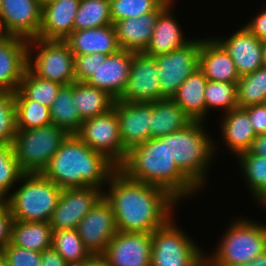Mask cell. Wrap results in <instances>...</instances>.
I'll return each mask as SVG.
<instances>
[{
	"mask_svg": "<svg viewBox=\"0 0 266 266\" xmlns=\"http://www.w3.org/2000/svg\"><path fill=\"white\" fill-rule=\"evenodd\" d=\"M105 187L108 191L104 190L103 196L120 232L152 233L173 217L174 206L180 203L165 189L131 179L119 168L111 173Z\"/></svg>",
	"mask_w": 266,
	"mask_h": 266,
	"instance_id": "6da1fadb",
	"label": "cell"
},
{
	"mask_svg": "<svg viewBox=\"0 0 266 266\" xmlns=\"http://www.w3.org/2000/svg\"><path fill=\"white\" fill-rule=\"evenodd\" d=\"M116 168L77 135H68L42 174L61 189L96 187L102 190Z\"/></svg>",
	"mask_w": 266,
	"mask_h": 266,
	"instance_id": "7a4b0ae2",
	"label": "cell"
},
{
	"mask_svg": "<svg viewBox=\"0 0 266 266\" xmlns=\"http://www.w3.org/2000/svg\"><path fill=\"white\" fill-rule=\"evenodd\" d=\"M118 168L131 179L165 189L180 202L199 190L171 159L168 135L149 138L131 149Z\"/></svg>",
	"mask_w": 266,
	"mask_h": 266,
	"instance_id": "3957f363",
	"label": "cell"
},
{
	"mask_svg": "<svg viewBox=\"0 0 266 266\" xmlns=\"http://www.w3.org/2000/svg\"><path fill=\"white\" fill-rule=\"evenodd\" d=\"M204 122L192 121L184 129L168 134V151L179 170L200 190L216 146L204 130ZM209 164V165H208Z\"/></svg>",
	"mask_w": 266,
	"mask_h": 266,
	"instance_id": "277c9868",
	"label": "cell"
},
{
	"mask_svg": "<svg viewBox=\"0 0 266 266\" xmlns=\"http://www.w3.org/2000/svg\"><path fill=\"white\" fill-rule=\"evenodd\" d=\"M5 202L15 221L49 222L62 189L42 173H24Z\"/></svg>",
	"mask_w": 266,
	"mask_h": 266,
	"instance_id": "5b68a950",
	"label": "cell"
},
{
	"mask_svg": "<svg viewBox=\"0 0 266 266\" xmlns=\"http://www.w3.org/2000/svg\"><path fill=\"white\" fill-rule=\"evenodd\" d=\"M223 234L211 256V266H238L252 261L266 250V225L237 218Z\"/></svg>",
	"mask_w": 266,
	"mask_h": 266,
	"instance_id": "8992f818",
	"label": "cell"
},
{
	"mask_svg": "<svg viewBox=\"0 0 266 266\" xmlns=\"http://www.w3.org/2000/svg\"><path fill=\"white\" fill-rule=\"evenodd\" d=\"M67 136L54 124L17 130L12 145L23 173H42Z\"/></svg>",
	"mask_w": 266,
	"mask_h": 266,
	"instance_id": "52a82bcc",
	"label": "cell"
},
{
	"mask_svg": "<svg viewBox=\"0 0 266 266\" xmlns=\"http://www.w3.org/2000/svg\"><path fill=\"white\" fill-rule=\"evenodd\" d=\"M33 49H38L35 57ZM74 57L64 40L40 38L29 40L27 67L39 78L55 81L61 85L72 84L76 81Z\"/></svg>",
	"mask_w": 266,
	"mask_h": 266,
	"instance_id": "ba28073f",
	"label": "cell"
},
{
	"mask_svg": "<svg viewBox=\"0 0 266 266\" xmlns=\"http://www.w3.org/2000/svg\"><path fill=\"white\" fill-rule=\"evenodd\" d=\"M198 246L171 218L152 232L151 266H194L204 256Z\"/></svg>",
	"mask_w": 266,
	"mask_h": 266,
	"instance_id": "9c48e42d",
	"label": "cell"
},
{
	"mask_svg": "<svg viewBox=\"0 0 266 266\" xmlns=\"http://www.w3.org/2000/svg\"><path fill=\"white\" fill-rule=\"evenodd\" d=\"M76 135L92 150L102 153L117 168L127 156L114 108L102 115L83 120Z\"/></svg>",
	"mask_w": 266,
	"mask_h": 266,
	"instance_id": "30bf717a",
	"label": "cell"
},
{
	"mask_svg": "<svg viewBox=\"0 0 266 266\" xmlns=\"http://www.w3.org/2000/svg\"><path fill=\"white\" fill-rule=\"evenodd\" d=\"M201 39H193L170 53L155 56L161 99L172 97L180 85L199 68Z\"/></svg>",
	"mask_w": 266,
	"mask_h": 266,
	"instance_id": "8fae6325",
	"label": "cell"
},
{
	"mask_svg": "<svg viewBox=\"0 0 266 266\" xmlns=\"http://www.w3.org/2000/svg\"><path fill=\"white\" fill-rule=\"evenodd\" d=\"M96 187L62 189L58 203L49 220L52 230L76 229L84 216L103 197Z\"/></svg>",
	"mask_w": 266,
	"mask_h": 266,
	"instance_id": "7c38bea8",
	"label": "cell"
},
{
	"mask_svg": "<svg viewBox=\"0 0 266 266\" xmlns=\"http://www.w3.org/2000/svg\"><path fill=\"white\" fill-rule=\"evenodd\" d=\"M76 230L90 254H104L117 232L114 212L104 196L79 222Z\"/></svg>",
	"mask_w": 266,
	"mask_h": 266,
	"instance_id": "4fadbf2b",
	"label": "cell"
},
{
	"mask_svg": "<svg viewBox=\"0 0 266 266\" xmlns=\"http://www.w3.org/2000/svg\"><path fill=\"white\" fill-rule=\"evenodd\" d=\"M161 100L158 66L155 58L133 53L127 86L118 101L152 103Z\"/></svg>",
	"mask_w": 266,
	"mask_h": 266,
	"instance_id": "5bb4252c",
	"label": "cell"
},
{
	"mask_svg": "<svg viewBox=\"0 0 266 266\" xmlns=\"http://www.w3.org/2000/svg\"><path fill=\"white\" fill-rule=\"evenodd\" d=\"M42 7L38 0H1L0 30L26 40L38 37Z\"/></svg>",
	"mask_w": 266,
	"mask_h": 266,
	"instance_id": "9a60e30c",
	"label": "cell"
},
{
	"mask_svg": "<svg viewBox=\"0 0 266 266\" xmlns=\"http://www.w3.org/2000/svg\"><path fill=\"white\" fill-rule=\"evenodd\" d=\"M151 253L152 233L117 231L103 255L107 266H151Z\"/></svg>",
	"mask_w": 266,
	"mask_h": 266,
	"instance_id": "2e32d148",
	"label": "cell"
},
{
	"mask_svg": "<svg viewBox=\"0 0 266 266\" xmlns=\"http://www.w3.org/2000/svg\"><path fill=\"white\" fill-rule=\"evenodd\" d=\"M113 108L119 121L123 148L127 153L151 138L152 103L115 100Z\"/></svg>",
	"mask_w": 266,
	"mask_h": 266,
	"instance_id": "e0dca14e",
	"label": "cell"
},
{
	"mask_svg": "<svg viewBox=\"0 0 266 266\" xmlns=\"http://www.w3.org/2000/svg\"><path fill=\"white\" fill-rule=\"evenodd\" d=\"M133 53L124 49L111 55L100 53L99 67L85 83L106 91L118 100L128 83Z\"/></svg>",
	"mask_w": 266,
	"mask_h": 266,
	"instance_id": "ac0fdd59",
	"label": "cell"
},
{
	"mask_svg": "<svg viewBox=\"0 0 266 266\" xmlns=\"http://www.w3.org/2000/svg\"><path fill=\"white\" fill-rule=\"evenodd\" d=\"M28 44L25 38L0 35V91L18 89L28 65Z\"/></svg>",
	"mask_w": 266,
	"mask_h": 266,
	"instance_id": "d6986e66",
	"label": "cell"
},
{
	"mask_svg": "<svg viewBox=\"0 0 266 266\" xmlns=\"http://www.w3.org/2000/svg\"><path fill=\"white\" fill-rule=\"evenodd\" d=\"M216 40L231 56L240 77L251 74L263 66V41L254 36L245 26L227 39L216 38Z\"/></svg>",
	"mask_w": 266,
	"mask_h": 266,
	"instance_id": "ffe728a7",
	"label": "cell"
},
{
	"mask_svg": "<svg viewBox=\"0 0 266 266\" xmlns=\"http://www.w3.org/2000/svg\"><path fill=\"white\" fill-rule=\"evenodd\" d=\"M169 4H162L156 11L135 18L114 22L118 44L121 49L142 53L149 45L159 14Z\"/></svg>",
	"mask_w": 266,
	"mask_h": 266,
	"instance_id": "44dd1931",
	"label": "cell"
},
{
	"mask_svg": "<svg viewBox=\"0 0 266 266\" xmlns=\"http://www.w3.org/2000/svg\"><path fill=\"white\" fill-rule=\"evenodd\" d=\"M80 0H57L42 7L41 26L37 38L65 40L73 32Z\"/></svg>",
	"mask_w": 266,
	"mask_h": 266,
	"instance_id": "7402d4cb",
	"label": "cell"
},
{
	"mask_svg": "<svg viewBox=\"0 0 266 266\" xmlns=\"http://www.w3.org/2000/svg\"><path fill=\"white\" fill-rule=\"evenodd\" d=\"M199 69L211 81L237 83L240 76L225 48L215 39H201Z\"/></svg>",
	"mask_w": 266,
	"mask_h": 266,
	"instance_id": "603a6c76",
	"label": "cell"
},
{
	"mask_svg": "<svg viewBox=\"0 0 266 266\" xmlns=\"http://www.w3.org/2000/svg\"><path fill=\"white\" fill-rule=\"evenodd\" d=\"M74 55L101 53L111 55L121 48L112 25L73 31L64 40Z\"/></svg>",
	"mask_w": 266,
	"mask_h": 266,
	"instance_id": "cb8c5ba5",
	"label": "cell"
},
{
	"mask_svg": "<svg viewBox=\"0 0 266 266\" xmlns=\"http://www.w3.org/2000/svg\"><path fill=\"white\" fill-rule=\"evenodd\" d=\"M173 4H169L160 14L153 30L149 45L143 52L155 57L160 54L170 53L189 43L178 21L171 15Z\"/></svg>",
	"mask_w": 266,
	"mask_h": 266,
	"instance_id": "d4e9b609",
	"label": "cell"
},
{
	"mask_svg": "<svg viewBox=\"0 0 266 266\" xmlns=\"http://www.w3.org/2000/svg\"><path fill=\"white\" fill-rule=\"evenodd\" d=\"M223 115L220 133L228 149L236 155L250 151L257 135L247 111L242 107H236Z\"/></svg>",
	"mask_w": 266,
	"mask_h": 266,
	"instance_id": "484cf974",
	"label": "cell"
},
{
	"mask_svg": "<svg viewBox=\"0 0 266 266\" xmlns=\"http://www.w3.org/2000/svg\"><path fill=\"white\" fill-rule=\"evenodd\" d=\"M208 79L198 68L180 85L172 100L192 121L204 122L206 118L205 85Z\"/></svg>",
	"mask_w": 266,
	"mask_h": 266,
	"instance_id": "4316f807",
	"label": "cell"
},
{
	"mask_svg": "<svg viewBox=\"0 0 266 266\" xmlns=\"http://www.w3.org/2000/svg\"><path fill=\"white\" fill-rule=\"evenodd\" d=\"M191 122L184 110L172 99L164 98L152 102L151 138H159L179 131Z\"/></svg>",
	"mask_w": 266,
	"mask_h": 266,
	"instance_id": "83f0119b",
	"label": "cell"
},
{
	"mask_svg": "<svg viewBox=\"0 0 266 266\" xmlns=\"http://www.w3.org/2000/svg\"><path fill=\"white\" fill-rule=\"evenodd\" d=\"M114 101L104 90L85 82H73V102L82 120L107 113L113 108Z\"/></svg>",
	"mask_w": 266,
	"mask_h": 266,
	"instance_id": "f1b7e54d",
	"label": "cell"
},
{
	"mask_svg": "<svg viewBox=\"0 0 266 266\" xmlns=\"http://www.w3.org/2000/svg\"><path fill=\"white\" fill-rule=\"evenodd\" d=\"M52 227L49 222L15 221L12 225L11 243L28 250L42 252L52 247Z\"/></svg>",
	"mask_w": 266,
	"mask_h": 266,
	"instance_id": "f546056e",
	"label": "cell"
},
{
	"mask_svg": "<svg viewBox=\"0 0 266 266\" xmlns=\"http://www.w3.org/2000/svg\"><path fill=\"white\" fill-rule=\"evenodd\" d=\"M49 109L52 124L68 135L78 133L83 120L73 102V83L62 85Z\"/></svg>",
	"mask_w": 266,
	"mask_h": 266,
	"instance_id": "4dcf8cb0",
	"label": "cell"
},
{
	"mask_svg": "<svg viewBox=\"0 0 266 266\" xmlns=\"http://www.w3.org/2000/svg\"><path fill=\"white\" fill-rule=\"evenodd\" d=\"M61 87L58 82L37 77L27 67L18 89L14 92V99L34 100L50 107Z\"/></svg>",
	"mask_w": 266,
	"mask_h": 266,
	"instance_id": "1f68e13d",
	"label": "cell"
},
{
	"mask_svg": "<svg viewBox=\"0 0 266 266\" xmlns=\"http://www.w3.org/2000/svg\"><path fill=\"white\" fill-rule=\"evenodd\" d=\"M109 0H80L73 31L112 25Z\"/></svg>",
	"mask_w": 266,
	"mask_h": 266,
	"instance_id": "d6a6232c",
	"label": "cell"
},
{
	"mask_svg": "<svg viewBox=\"0 0 266 266\" xmlns=\"http://www.w3.org/2000/svg\"><path fill=\"white\" fill-rule=\"evenodd\" d=\"M266 103V67L240 77L237 82V105L245 108Z\"/></svg>",
	"mask_w": 266,
	"mask_h": 266,
	"instance_id": "836d02e7",
	"label": "cell"
},
{
	"mask_svg": "<svg viewBox=\"0 0 266 266\" xmlns=\"http://www.w3.org/2000/svg\"><path fill=\"white\" fill-rule=\"evenodd\" d=\"M244 180L256 200L266 190V157L258 156L251 151L237 155Z\"/></svg>",
	"mask_w": 266,
	"mask_h": 266,
	"instance_id": "e575fe53",
	"label": "cell"
},
{
	"mask_svg": "<svg viewBox=\"0 0 266 266\" xmlns=\"http://www.w3.org/2000/svg\"><path fill=\"white\" fill-rule=\"evenodd\" d=\"M52 247L72 265L90 255L76 229L53 230Z\"/></svg>",
	"mask_w": 266,
	"mask_h": 266,
	"instance_id": "d590c367",
	"label": "cell"
},
{
	"mask_svg": "<svg viewBox=\"0 0 266 266\" xmlns=\"http://www.w3.org/2000/svg\"><path fill=\"white\" fill-rule=\"evenodd\" d=\"M17 130L39 128L52 124L50 109L34 100H15Z\"/></svg>",
	"mask_w": 266,
	"mask_h": 266,
	"instance_id": "8d00e7d4",
	"label": "cell"
},
{
	"mask_svg": "<svg viewBox=\"0 0 266 266\" xmlns=\"http://www.w3.org/2000/svg\"><path fill=\"white\" fill-rule=\"evenodd\" d=\"M206 118L210 108L222 109L225 113L238 107L237 83L208 80L205 85Z\"/></svg>",
	"mask_w": 266,
	"mask_h": 266,
	"instance_id": "74e56055",
	"label": "cell"
},
{
	"mask_svg": "<svg viewBox=\"0 0 266 266\" xmlns=\"http://www.w3.org/2000/svg\"><path fill=\"white\" fill-rule=\"evenodd\" d=\"M12 144H0V198L5 201L23 175Z\"/></svg>",
	"mask_w": 266,
	"mask_h": 266,
	"instance_id": "f35d334b",
	"label": "cell"
},
{
	"mask_svg": "<svg viewBox=\"0 0 266 266\" xmlns=\"http://www.w3.org/2000/svg\"><path fill=\"white\" fill-rule=\"evenodd\" d=\"M112 22L137 18L156 11L162 3L159 0H109Z\"/></svg>",
	"mask_w": 266,
	"mask_h": 266,
	"instance_id": "ab89813d",
	"label": "cell"
},
{
	"mask_svg": "<svg viewBox=\"0 0 266 266\" xmlns=\"http://www.w3.org/2000/svg\"><path fill=\"white\" fill-rule=\"evenodd\" d=\"M16 132L14 92L0 91V144H12Z\"/></svg>",
	"mask_w": 266,
	"mask_h": 266,
	"instance_id": "60d3db41",
	"label": "cell"
},
{
	"mask_svg": "<svg viewBox=\"0 0 266 266\" xmlns=\"http://www.w3.org/2000/svg\"><path fill=\"white\" fill-rule=\"evenodd\" d=\"M1 253L13 266H41V252L18 247L11 242Z\"/></svg>",
	"mask_w": 266,
	"mask_h": 266,
	"instance_id": "b9f144b4",
	"label": "cell"
},
{
	"mask_svg": "<svg viewBox=\"0 0 266 266\" xmlns=\"http://www.w3.org/2000/svg\"><path fill=\"white\" fill-rule=\"evenodd\" d=\"M74 56V72L76 81L85 82L99 67L100 53Z\"/></svg>",
	"mask_w": 266,
	"mask_h": 266,
	"instance_id": "7bdbcfd3",
	"label": "cell"
},
{
	"mask_svg": "<svg viewBox=\"0 0 266 266\" xmlns=\"http://www.w3.org/2000/svg\"><path fill=\"white\" fill-rule=\"evenodd\" d=\"M14 218L8 204L0 203V252L11 242L12 225Z\"/></svg>",
	"mask_w": 266,
	"mask_h": 266,
	"instance_id": "ee69618b",
	"label": "cell"
},
{
	"mask_svg": "<svg viewBox=\"0 0 266 266\" xmlns=\"http://www.w3.org/2000/svg\"><path fill=\"white\" fill-rule=\"evenodd\" d=\"M256 135L266 133V103L250 105L244 108Z\"/></svg>",
	"mask_w": 266,
	"mask_h": 266,
	"instance_id": "f6af8a7d",
	"label": "cell"
},
{
	"mask_svg": "<svg viewBox=\"0 0 266 266\" xmlns=\"http://www.w3.org/2000/svg\"><path fill=\"white\" fill-rule=\"evenodd\" d=\"M254 36L261 41L266 40V8L260 11L251 21L244 25Z\"/></svg>",
	"mask_w": 266,
	"mask_h": 266,
	"instance_id": "bcb514c9",
	"label": "cell"
},
{
	"mask_svg": "<svg viewBox=\"0 0 266 266\" xmlns=\"http://www.w3.org/2000/svg\"><path fill=\"white\" fill-rule=\"evenodd\" d=\"M41 266H70V265L53 247H50L41 252Z\"/></svg>",
	"mask_w": 266,
	"mask_h": 266,
	"instance_id": "7dc6e473",
	"label": "cell"
},
{
	"mask_svg": "<svg viewBox=\"0 0 266 266\" xmlns=\"http://www.w3.org/2000/svg\"><path fill=\"white\" fill-rule=\"evenodd\" d=\"M70 266H107L104 255L101 254H90L84 260L74 263Z\"/></svg>",
	"mask_w": 266,
	"mask_h": 266,
	"instance_id": "c3c4849f",
	"label": "cell"
},
{
	"mask_svg": "<svg viewBox=\"0 0 266 266\" xmlns=\"http://www.w3.org/2000/svg\"><path fill=\"white\" fill-rule=\"evenodd\" d=\"M250 151L258 156L266 157V133L256 136Z\"/></svg>",
	"mask_w": 266,
	"mask_h": 266,
	"instance_id": "681fc988",
	"label": "cell"
},
{
	"mask_svg": "<svg viewBox=\"0 0 266 266\" xmlns=\"http://www.w3.org/2000/svg\"><path fill=\"white\" fill-rule=\"evenodd\" d=\"M238 266H266V250L255 257L252 261Z\"/></svg>",
	"mask_w": 266,
	"mask_h": 266,
	"instance_id": "f907efd6",
	"label": "cell"
},
{
	"mask_svg": "<svg viewBox=\"0 0 266 266\" xmlns=\"http://www.w3.org/2000/svg\"><path fill=\"white\" fill-rule=\"evenodd\" d=\"M194 266H211V263L206 255H204Z\"/></svg>",
	"mask_w": 266,
	"mask_h": 266,
	"instance_id": "816d5d0a",
	"label": "cell"
},
{
	"mask_svg": "<svg viewBox=\"0 0 266 266\" xmlns=\"http://www.w3.org/2000/svg\"><path fill=\"white\" fill-rule=\"evenodd\" d=\"M256 202L266 207V190L256 199Z\"/></svg>",
	"mask_w": 266,
	"mask_h": 266,
	"instance_id": "f5cc1de1",
	"label": "cell"
},
{
	"mask_svg": "<svg viewBox=\"0 0 266 266\" xmlns=\"http://www.w3.org/2000/svg\"><path fill=\"white\" fill-rule=\"evenodd\" d=\"M0 266H13L7 258L0 252Z\"/></svg>",
	"mask_w": 266,
	"mask_h": 266,
	"instance_id": "db71d44e",
	"label": "cell"
},
{
	"mask_svg": "<svg viewBox=\"0 0 266 266\" xmlns=\"http://www.w3.org/2000/svg\"><path fill=\"white\" fill-rule=\"evenodd\" d=\"M262 62L263 67H266V40L263 41Z\"/></svg>",
	"mask_w": 266,
	"mask_h": 266,
	"instance_id": "11a10c76",
	"label": "cell"
},
{
	"mask_svg": "<svg viewBox=\"0 0 266 266\" xmlns=\"http://www.w3.org/2000/svg\"><path fill=\"white\" fill-rule=\"evenodd\" d=\"M57 0H38V3L40 4L41 7L47 5L48 3L54 2Z\"/></svg>",
	"mask_w": 266,
	"mask_h": 266,
	"instance_id": "9f6ffc18",
	"label": "cell"
},
{
	"mask_svg": "<svg viewBox=\"0 0 266 266\" xmlns=\"http://www.w3.org/2000/svg\"><path fill=\"white\" fill-rule=\"evenodd\" d=\"M162 4H173L174 0H159Z\"/></svg>",
	"mask_w": 266,
	"mask_h": 266,
	"instance_id": "6f0895ef",
	"label": "cell"
}]
</instances>
